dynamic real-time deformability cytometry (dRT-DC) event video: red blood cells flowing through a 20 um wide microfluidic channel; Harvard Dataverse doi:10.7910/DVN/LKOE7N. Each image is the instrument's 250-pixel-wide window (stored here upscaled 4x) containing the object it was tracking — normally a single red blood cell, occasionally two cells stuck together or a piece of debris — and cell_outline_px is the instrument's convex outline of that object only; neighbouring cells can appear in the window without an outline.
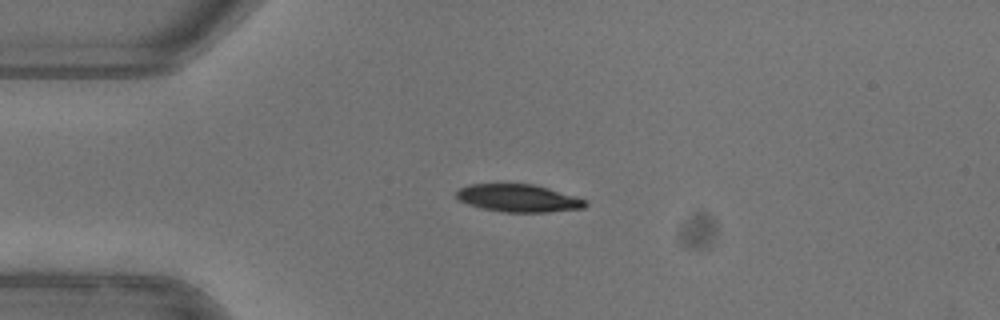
{"species": "common noctule bat (a hibernating species)", "species_latin": "Nyctalus noctula", "temperature_condition": "warm", "stored_images_in_passage": 41, "camera_frame_rate_fps": 3000, "um_per_image_px": 0.085, "animal": {"sex": "female"}, "frame": {"image": 1, "passage_image": 5, "time_ms": 1.333, "image_size_px": [1000, 320], "cell_outline_px": [[588, 204], [584, 208], [548, 212], [504, 212], [480, 208], [468, 204], [460, 200], [456, 196], [456, 192], [460, 188], [468, 184], [532, 184], [548, 188], [576, 196], [588, 200]], "centroid_in_image_um": [44.09, 16.85], "position_along_channel_um": 40.9, "area_um2": 20.81}, "authors_computed_cell_mechanics": {"area_um2": 22.3686, "velocity_mm_per_s": 3.9808, "shape_relaxation_time_tau1_ms": 3.8042, "shape_relaxation_time_tau2_ms": null, "deformation_change_tau1": 0.1557, "deformation_change_tau2": null}}